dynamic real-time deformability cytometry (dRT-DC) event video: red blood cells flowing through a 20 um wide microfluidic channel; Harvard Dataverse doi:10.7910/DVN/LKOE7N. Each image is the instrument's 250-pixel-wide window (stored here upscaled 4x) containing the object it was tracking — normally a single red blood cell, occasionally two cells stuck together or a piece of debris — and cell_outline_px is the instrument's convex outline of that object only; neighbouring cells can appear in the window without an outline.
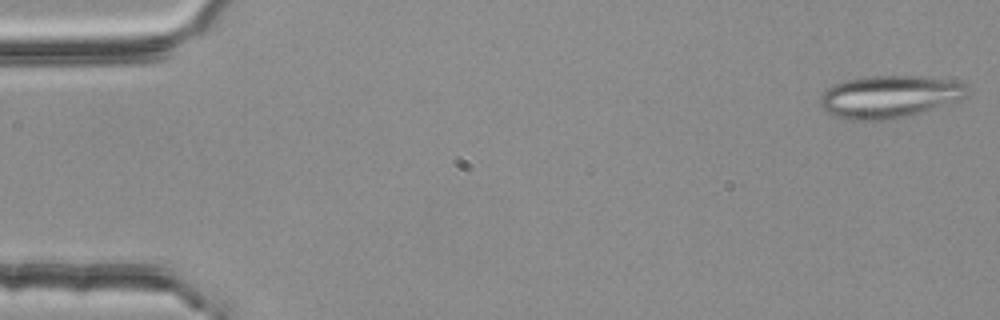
{"species": "common noctule bat (a hibernating species)", "species_latin": "Nyctalus noctula", "temperature_condition": "room temperature", "stored_images_in_passage": 4, "camera_frame_rate_fps": 3000, "um_per_image_px": 0.085, "animal": {"sex": "female", "body_mass_g": 25.1}, "frame": {"image": 1, "passage_image": 1, "time_ms": 0.0, "image_size_px": [1000, 320], "cell_outline_px": [[964, 96], [960, 100], [904, 116], [888, 120], [848, 120], [836, 116], [820, 108], [820, 96], [832, 84], [864, 76], [932, 76], [956, 80], [964, 84]], "centroid_in_image_um": [75.54, 8.2], "position_along_channel_um": 9.5, "area_um2": 36.13}}